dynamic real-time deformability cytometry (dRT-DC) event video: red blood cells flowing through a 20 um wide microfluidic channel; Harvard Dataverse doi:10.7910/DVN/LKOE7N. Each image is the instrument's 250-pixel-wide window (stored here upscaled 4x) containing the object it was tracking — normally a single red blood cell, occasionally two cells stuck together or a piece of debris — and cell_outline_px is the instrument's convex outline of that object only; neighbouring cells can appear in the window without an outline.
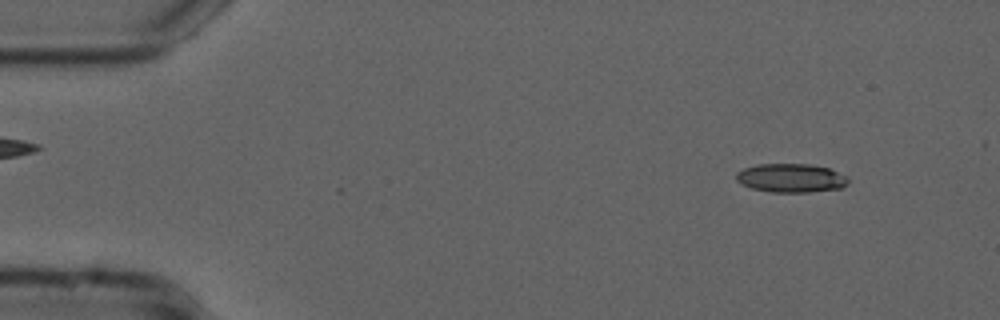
{"species": "common noctule bat (a hibernating species)", "species_latin": "Nyctalus noctula", "temperature_condition": "cold", "stored_images_in_passage": 54, "camera_frame_rate_fps": 3000, "um_per_image_px": 0.085, "animal": {"sex": "male", "forearm_length_mm": 52.5}, "frame": {"image": 1, "passage_image": 5, "time_ms": 1.333, "image_size_px": [1000, 320], "cell_outline_px": [[848, 184], [840, 188], [808, 192], [772, 192], [752, 188], [736, 180], [736, 172], [744, 168], [756, 164], [812, 164], [828, 168], [848, 176]], "centroid_in_image_um": [67.24, 15.12], "position_along_channel_um": 17.8, "area_um2": 18.73}}
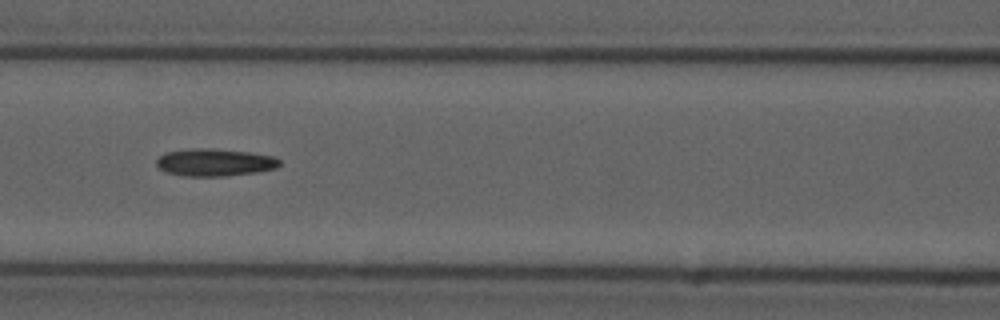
{"frame": {"image": 2, "passage_image": 23, "time_ms": 7.333, "image_size_px": [1000, 320], "cell_outline_px": [[280, 164], [276, 168], [256, 172], [224, 176], [188, 176], [168, 172], [160, 168], [156, 164], [156, 160], [164, 152], [192, 148], [208, 148], [252, 152], [272, 156], [280, 160]], "centroid_in_image_um": [18.25, 13.79], "position_along_channel_um": 148.3, "area_um2": 19.59}}
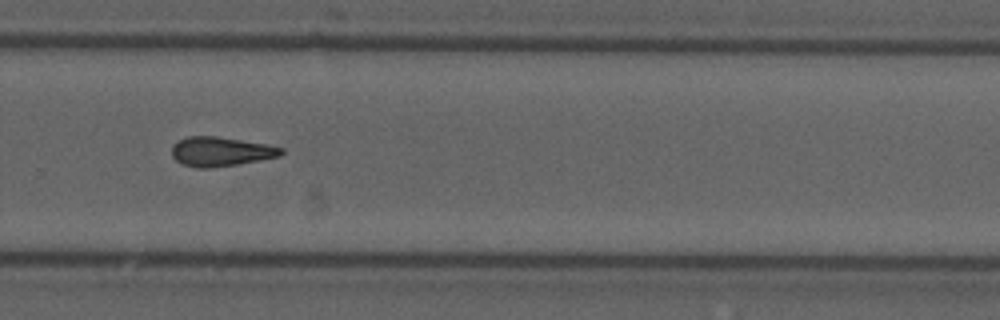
{"frame": {"image": 3, "passage_image": 36, "time_ms": 11.667, "image_size_px": [1000, 320], "cell_outline_px": [[284, 152], [280, 156], [260, 160], [212, 168], [196, 168], [184, 164], [176, 160], [172, 156], [172, 144], [176, 140], [188, 136], [216, 136], [268, 144], [284, 148]], "centroid_in_image_um": [18.75, 12.87], "position_along_channel_um": 311.0, "area_um2": 18.84}, "authors_computed_cell_mechanics": {"area_um2": 18.5249, "velocity_mm_per_s": 3.7677, "shape_relaxation_time_tau1_ms": 10.8103, "shape_relaxation_time_tau2_ms": 10.0021, "deformation_change_tau1": 0.1931, "deformation_change_tau2": 0.2343}}